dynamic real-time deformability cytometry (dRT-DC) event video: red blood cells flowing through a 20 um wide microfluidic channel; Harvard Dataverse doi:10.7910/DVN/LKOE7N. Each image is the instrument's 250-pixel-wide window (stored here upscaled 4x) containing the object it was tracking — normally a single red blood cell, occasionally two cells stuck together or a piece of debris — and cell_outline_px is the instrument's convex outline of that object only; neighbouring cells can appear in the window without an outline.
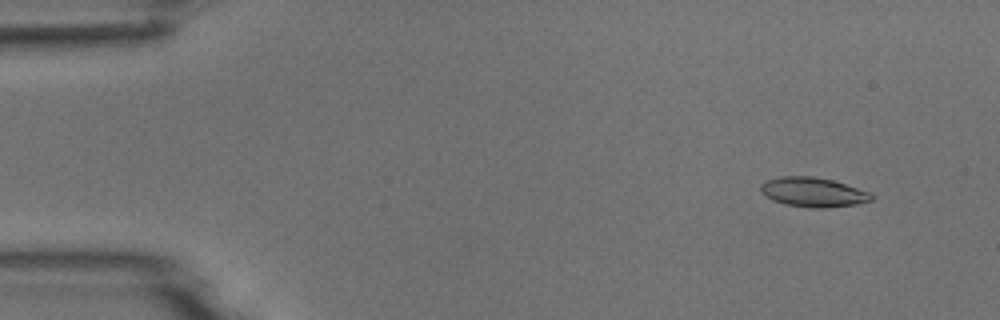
{"species": "common noctule bat (a hibernating species)", "species_latin": "Nyctalus noctula", "temperature_condition": "room temperature", "stored_images_in_passage": 6, "camera_frame_rate_fps": 3000, "um_per_image_px": 0.085, "animal": {"sex": "male", "body_mass_g": 18.8}, "frame": {"image": 1, "passage_image": 2, "time_ms": 1.0, "image_size_px": [1000, 320], "cell_outline_px": [[872, 200], [856, 204], [824, 208], [808, 208], [784, 204], [772, 200], [764, 196], [760, 192], [760, 184], [764, 180], [780, 176], [812, 176], [832, 180], [868, 192], [872, 196]], "centroid_in_image_um": [69.01, 16.33], "position_along_channel_um": 16.0, "area_um2": 19.07}}
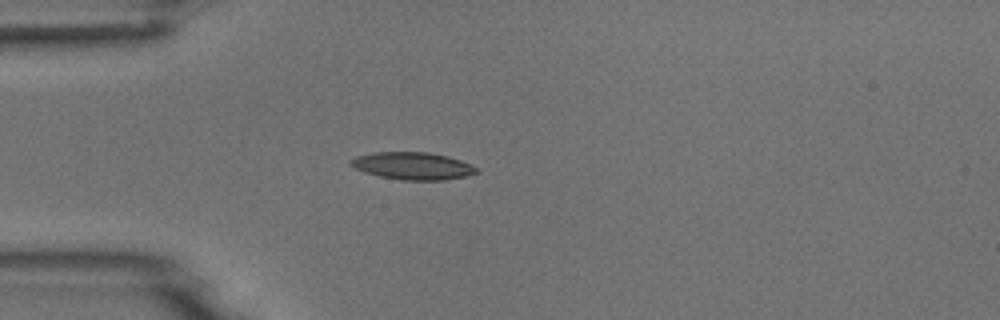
{"frame": {"image": 2, "passage_image": 4, "time_ms": 4.333, "image_size_px": [1000, 320], "cell_outline_px": [[480, 172], [468, 176], [444, 180], [404, 180], [380, 176], [364, 172], [348, 164], [348, 160], [356, 156], [372, 152], [428, 152], [448, 156], [460, 160], [480, 168]], "centroid_in_image_um": [35.1, 14.1], "position_along_channel_um": 49.9, "area_um2": 20.29}}